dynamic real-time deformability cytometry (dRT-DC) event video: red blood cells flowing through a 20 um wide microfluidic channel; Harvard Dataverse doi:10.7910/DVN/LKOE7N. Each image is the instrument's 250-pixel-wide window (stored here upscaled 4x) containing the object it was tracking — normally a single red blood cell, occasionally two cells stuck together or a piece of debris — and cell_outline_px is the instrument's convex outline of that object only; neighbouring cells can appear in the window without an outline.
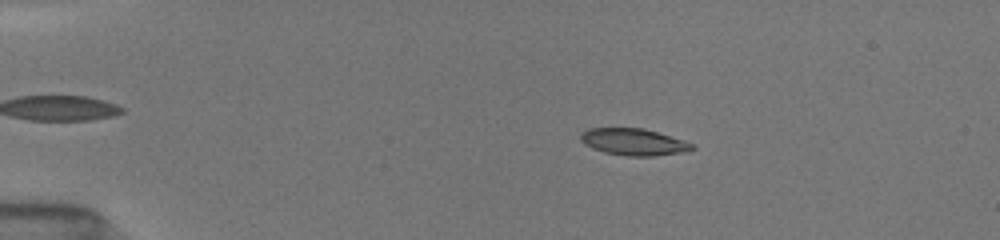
{"species": "common noctule bat (a hibernating species)", "species_latin": "Nyctalus noctula", "temperature_condition": "room temperature", "stored_images_in_passage": 57, "camera_frame_rate_fps": 3000, "um_per_image_px": 0.085, "animal": {"sex": "female", "body_mass_g": 19.5, "forearm_length_mm": 54.1}, "frame": {"image": 1, "passage_image": 9, "time_ms": 3.0, "image_size_px": [1000, 240], "cell_outline_px": [[696, 148], [680, 152], [652, 156], [628, 156], [604, 152], [592, 148], [584, 144], [580, 140], [580, 132], [588, 128], [644, 128], [684, 140], [692, 144]], "centroid_in_image_um": [53.81, 12.05], "position_along_channel_um": 31.2, "area_um2": 17.34}}
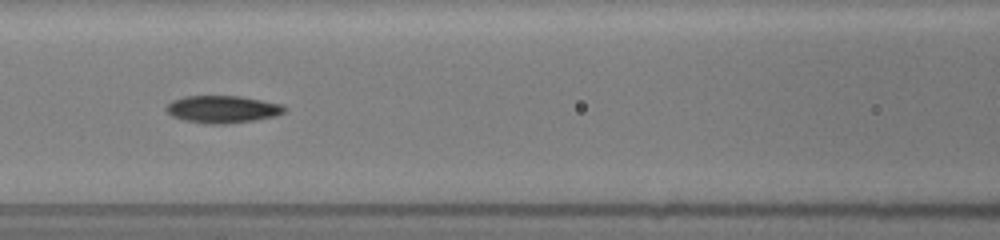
{"frame": {"image": 2, "passage_image": 25, "time_ms": 7.667, "image_size_px": [1000, 240], "cell_outline_px": [[284, 112], [276, 116], [256, 120], [224, 124], [204, 124], [184, 120], [172, 116], [164, 108], [172, 100], [184, 96], [240, 96], [284, 104]], "centroid_in_image_um": [18.91, 9.29], "position_along_channel_um": 147.7, "area_um2": 18.96}}
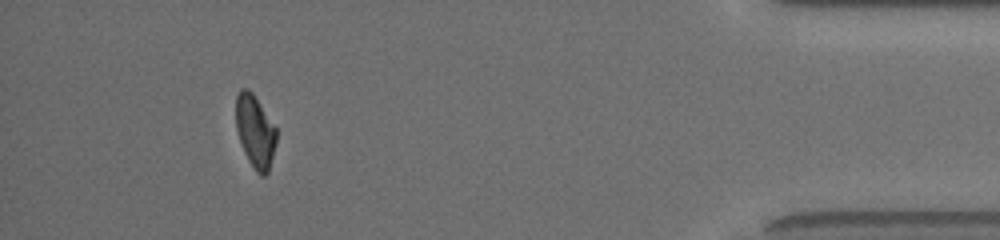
{"frame": {"image": 3, "passage_image": 51, "time_ms": 15.667, "image_size_px": [1000, 240], "cell_outline_px": [[276, 144], [268, 172], [264, 176], [260, 176], [256, 172], [248, 160], [244, 152], [236, 128], [236, 96], [240, 88], [248, 88], [252, 92], [276, 128]], "centroid_in_image_um": [21.68, 11.17], "position_along_channel_um": 413.5, "area_um2": 17.05}, "authors_computed_cell_mechanics": {"area_um2": 17.9758, "velocity_mm_per_s": 3.9861, "shape_relaxation_time_tau1_ms": 5.0957, "shape_relaxation_time_tau2_ms": 3.6832, "deformation_change_tau1": 0.1613, "deformation_change_tau2": 0.0868}}